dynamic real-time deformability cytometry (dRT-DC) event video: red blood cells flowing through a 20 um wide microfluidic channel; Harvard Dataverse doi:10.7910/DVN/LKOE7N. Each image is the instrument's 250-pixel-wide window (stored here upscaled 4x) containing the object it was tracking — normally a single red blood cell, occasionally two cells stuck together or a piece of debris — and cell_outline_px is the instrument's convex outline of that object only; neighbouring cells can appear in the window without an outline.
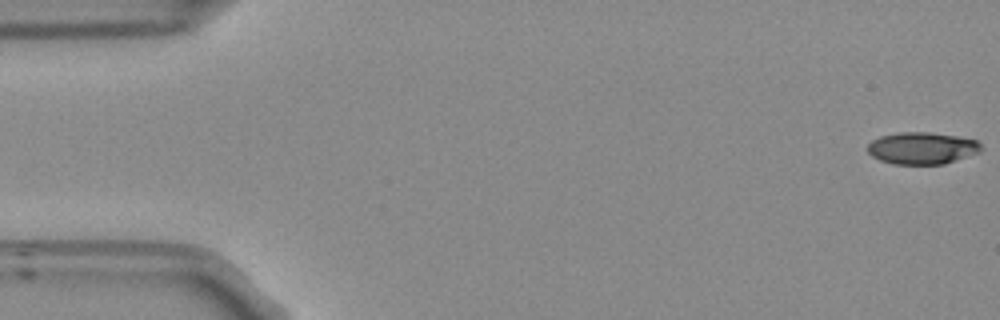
{"species": "Egyptian fruit bat (a non-hibernating species)", "species_latin": "Rousettus aegyptiacus", "temperature_condition": "room temperature", "stored_images_in_passage": 16, "camera_frame_rate_fps": 3000, "um_per_image_px": 0.085, "frame": {"image": 1, "passage_image": 1, "time_ms": 0.0, "image_size_px": [1000, 320], "cell_outline_px": [[984, 148], [980, 152], [944, 164], [892, 164], [880, 160], [872, 156], [868, 152], [868, 144], [872, 140], [880, 136], [900, 132], [928, 132], [956, 136], [976, 140]], "centroid_in_image_um": [78.37, 12.59], "position_along_channel_um": 6.6, "area_um2": 21.15}}
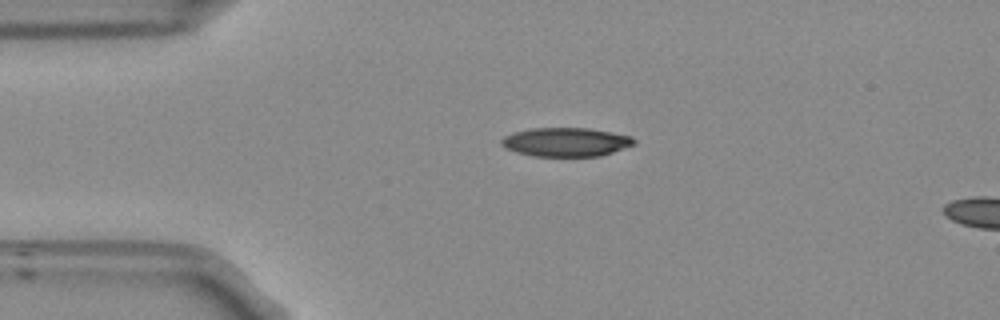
{"frame": {"image": 2, "passage_image": 12, "time_ms": 3.667, "image_size_px": [1000, 320], "cell_outline_px": [[636, 144], [600, 156], [532, 156], [516, 152], [504, 148], [500, 144], [500, 140], [504, 136], [512, 132], [532, 128], [588, 128], [632, 136], [636, 140]], "centroid_in_image_um": [48.07, 12.07], "position_along_channel_um": 36.9, "area_um2": 22.43}}